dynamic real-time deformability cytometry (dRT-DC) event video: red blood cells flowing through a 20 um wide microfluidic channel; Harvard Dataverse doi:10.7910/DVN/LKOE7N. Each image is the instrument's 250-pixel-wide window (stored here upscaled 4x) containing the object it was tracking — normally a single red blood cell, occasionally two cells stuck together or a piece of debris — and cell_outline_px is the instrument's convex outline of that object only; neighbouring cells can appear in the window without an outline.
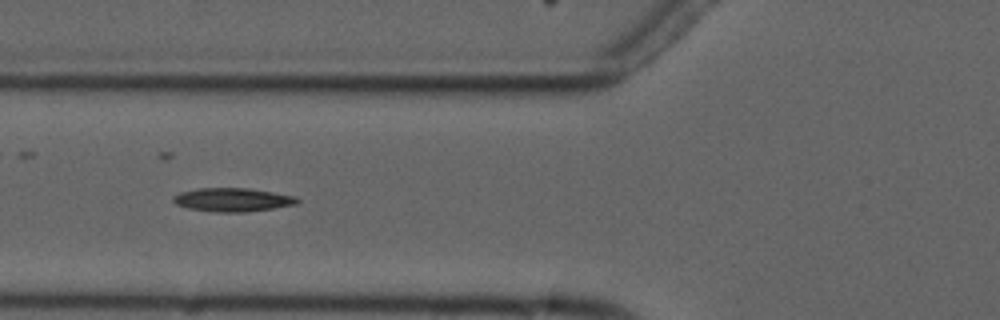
{"species": "common noctule bat (a hibernating species)", "species_latin": "Nyctalus noctula", "temperature_condition": "cold", "stored_images_in_passage": 8, "camera_frame_rate_fps": 3000, "um_per_image_px": 0.085, "animal": {"sex": "male", "forearm_length_mm": 52.5}, "frame": {"image": 1, "passage_image": 6, "time_ms": 6.667, "image_size_px": [1000, 320], "cell_outline_px": [[300, 200], [296, 204], [272, 208], [244, 212], [212, 212], [188, 208], [176, 204], [172, 200], [172, 196], [180, 192], [200, 188], [248, 188], [296, 196]], "centroid_in_image_um": [19.74, 16.98], "position_along_channel_um": 106.1, "area_um2": 16.99}}
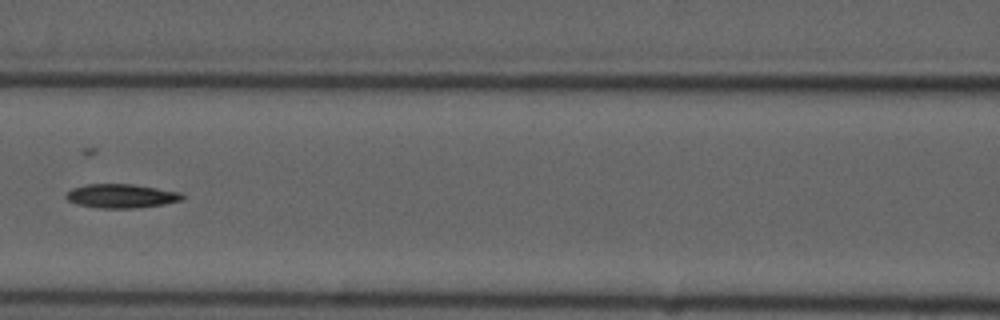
{"frame": {"image": 2, "passage_image": 7, "time_ms": 8.0, "image_size_px": [1000, 320], "cell_outline_px": [[184, 200], [164, 204], [136, 208], [100, 208], [76, 204], [68, 200], [64, 196], [72, 188], [84, 184], [132, 184], [180, 192], [184, 196]], "centroid_in_image_um": [10.3, 16.66], "position_along_channel_um": 156.3, "area_um2": 16.24}}
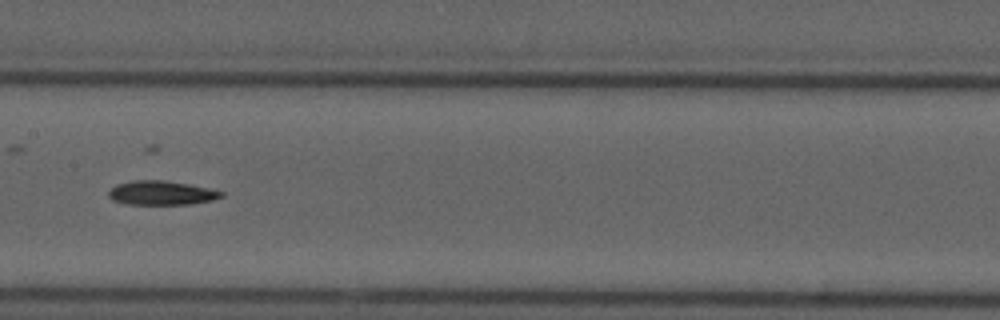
{"frame": {"image": 3, "passage_image": 8, "time_ms": 9.0, "image_size_px": [1000, 320], "cell_outline_px": [[224, 196], [212, 200], [192, 204], [124, 204], [112, 200], [108, 196], [108, 192], [116, 184], [132, 180], [160, 180], [188, 184], [224, 192]], "centroid_in_image_um": [13.68, 16.4], "position_along_channel_um": 193.7, "area_um2": 15.78}}